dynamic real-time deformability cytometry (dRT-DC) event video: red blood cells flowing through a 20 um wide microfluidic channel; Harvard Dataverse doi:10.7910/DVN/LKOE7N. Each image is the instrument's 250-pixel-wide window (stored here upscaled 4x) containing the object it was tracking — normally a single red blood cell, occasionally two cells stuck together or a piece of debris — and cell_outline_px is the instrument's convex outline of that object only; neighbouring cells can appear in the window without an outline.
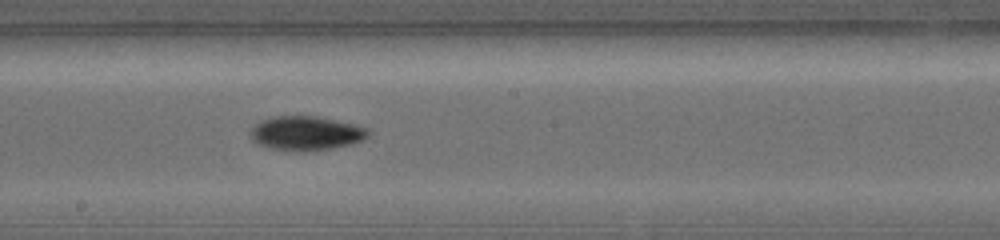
{"species": "common noctule bat (a hibernating species)", "species_latin": "Nyctalus noctula", "temperature_condition": "warm", "stored_images_in_passage": 20, "camera_frame_rate_fps": 5000, "um_per_image_px": 0.085, "animal": {"sex": "female", "body_mass_g": 19.0, "forearm_length_mm": 56.7}, "frame": {"image": 1, "passage_image": 9, "time_ms": 3.4, "image_size_px": [1000, 240], "cell_outline_px": [[368, 136], [352, 144], [332, 148], [308, 152], [292, 152], [268, 148], [256, 144], [252, 140], [252, 128], [256, 124], [264, 120], [276, 116], [316, 116], [352, 124], [368, 128]], "centroid_in_image_um": [25.99, 11.36], "position_along_channel_um": 222.2, "area_um2": 23.41}}
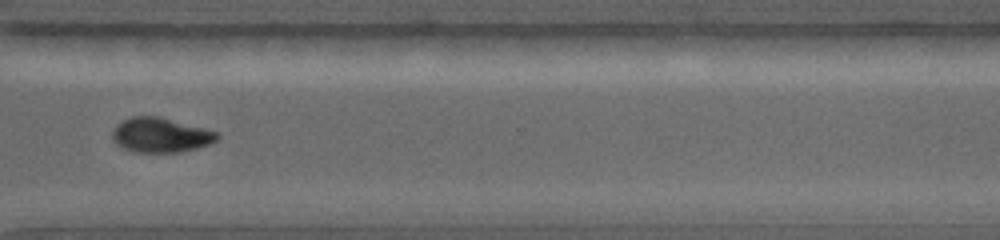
{"frame": {"image": 2, "passage_image": 15, "time_ms": 6.0, "image_size_px": [1000, 240], "cell_outline_px": [[220, 136], [216, 140], [208, 144], [196, 148], [180, 152], [136, 152], [124, 148], [116, 144], [112, 136], [112, 132], [116, 124], [132, 116], [160, 116], [204, 128], [216, 132]], "centroid_in_image_um": [13.63, 11.47], "position_along_channel_um": 357.0, "area_um2": 21.04}}